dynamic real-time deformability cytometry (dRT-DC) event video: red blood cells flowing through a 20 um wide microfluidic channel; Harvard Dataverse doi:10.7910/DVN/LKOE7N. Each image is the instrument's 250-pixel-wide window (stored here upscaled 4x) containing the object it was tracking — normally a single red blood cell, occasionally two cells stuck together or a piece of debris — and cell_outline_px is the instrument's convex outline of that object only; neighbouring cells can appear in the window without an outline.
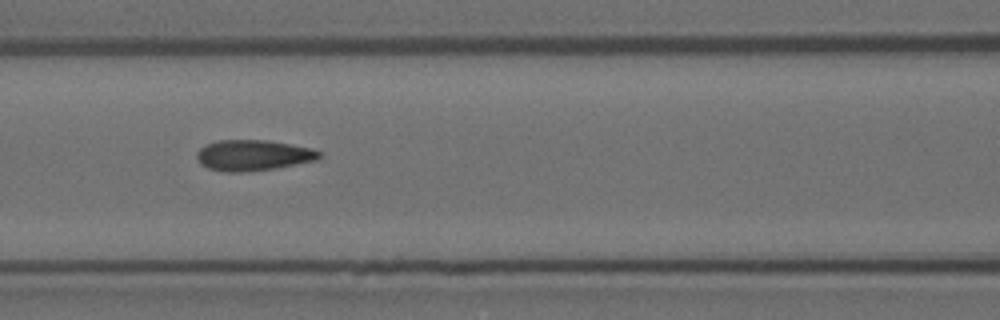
{"species": "Egyptian fruit bat (a non-hibernating species)", "species_latin": "Rousettus aegyptiacus", "temperature_condition": "room temperature", "stored_images_in_passage": 9, "segment_of_instrument_passage": [1, 2], "camera_frame_rate_fps": 3000, "um_per_image_px": 0.085, "animal": {"sex": "female"}, "frame": {"image": 1, "passage_image": 3, "time_ms": 2.333, "image_size_px": [1000, 320], "cell_outline_px": [[320, 156], [316, 160], [276, 168], [244, 172], [224, 172], [208, 168], [200, 164], [196, 156], [196, 152], [200, 148], [208, 144], [220, 140], [268, 140], [312, 148], [320, 152]], "centroid_in_image_um": [21.49, 13.2], "position_along_channel_um": 145.1, "area_um2": 21.91}}
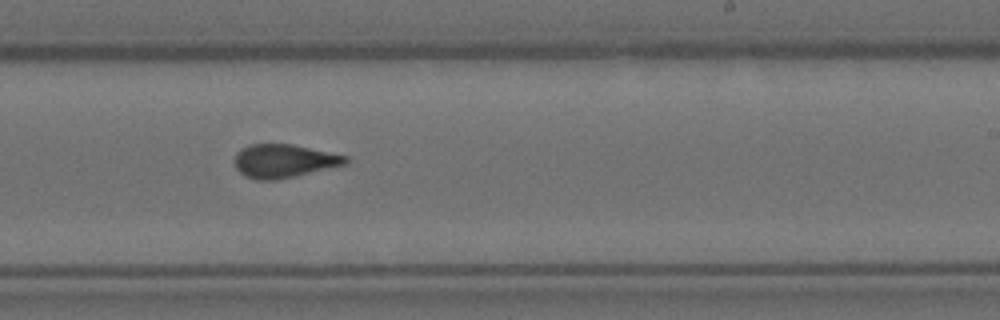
{"frame": {"image": 2, "passage_image": 6, "time_ms": 5.667, "image_size_px": [1000, 320], "cell_outline_px": [[348, 160], [344, 164], [276, 180], [256, 180], [244, 176], [236, 168], [236, 152], [248, 144], [292, 144], [348, 156]], "centroid_in_image_um": [24.08, 13.67], "position_along_channel_um": 264.9, "area_um2": 21.27}}
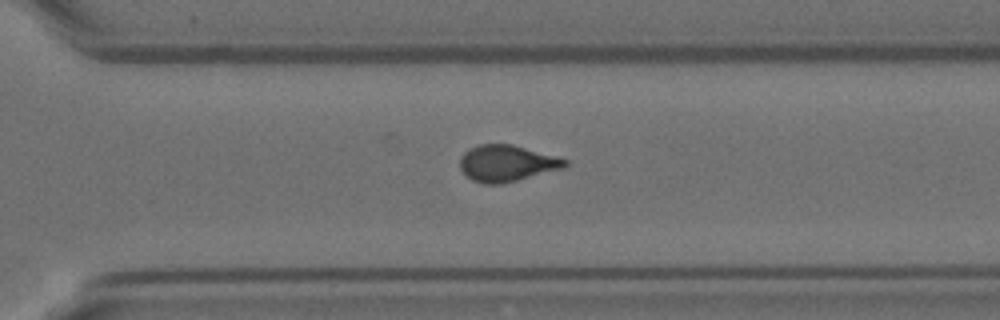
{"frame": {"image": 3, "passage_image": 8, "time_ms": 9.333, "image_size_px": [1000, 320], "cell_outline_px": [[568, 164], [564, 168], [500, 184], [484, 184], [472, 180], [464, 176], [460, 168], [460, 156], [468, 148], [480, 144], [512, 144], [556, 156], [568, 160]], "centroid_in_image_um": [43.04, 13.87], "position_along_channel_um": 327.6, "area_um2": 22.37}}